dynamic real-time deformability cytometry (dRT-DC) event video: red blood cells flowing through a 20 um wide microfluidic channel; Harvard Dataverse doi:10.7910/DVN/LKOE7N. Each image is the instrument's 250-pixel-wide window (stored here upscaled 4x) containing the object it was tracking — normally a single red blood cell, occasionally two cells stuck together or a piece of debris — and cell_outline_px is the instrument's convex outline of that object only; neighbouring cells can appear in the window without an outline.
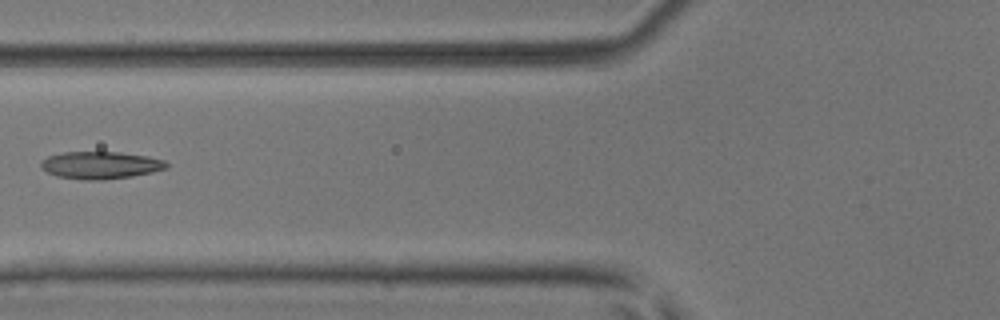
{"species": "common noctule bat (a hibernating species)", "species_latin": "Nyctalus noctula", "temperature_condition": "room temperature", "stored_images_in_passage": 6, "camera_frame_rate_fps": 3000, "um_per_image_px": 0.085, "animal": {"sex": "male", "body_mass_g": 17.9, "forearm_length_mm": 54.2}, "frame": {"image": 1, "passage_image": 6, "time_ms": 1.667, "image_size_px": [1000, 320], "cell_outline_px": [[168, 168], [152, 172], [132, 176], [104, 180], [80, 180], [56, 176], [40, 168], [40, 160], [48, 156], [64, 152], [120, 152], [148, 156], [164, 160], [168, 164]], "centroid_in_image_um": [8.52, 14.04], "position_along_channel_um": 117.3, "area_um2": 20.23}}